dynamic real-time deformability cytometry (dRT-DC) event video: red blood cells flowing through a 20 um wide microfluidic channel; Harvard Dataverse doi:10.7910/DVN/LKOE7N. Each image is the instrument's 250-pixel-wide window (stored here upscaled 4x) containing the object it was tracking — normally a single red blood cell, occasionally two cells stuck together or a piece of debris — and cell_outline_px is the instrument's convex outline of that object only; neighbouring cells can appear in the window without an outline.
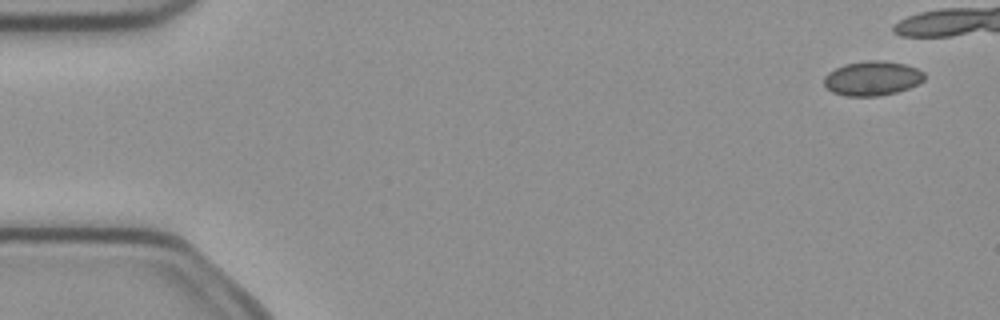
{"species": "common noctule bat (a hibernating species)", "species_latin": "Nyctalus noctula", "temperature_condition": "cold", "stored_images_in_passage": 8, "segment_of_instrument_passage": [1, 2], "camera_frame_rate_fps": 3000, "um_per_image_px": 0.085, "animal": {"sex": "female", "body_mass_g": 21.9}, "frame": {"image": 1, "passage_image": 1, "time_ms": 0.0, "image_size_px": [1000, 320], "cell_outline_px": [[924, 80], [908, 88], [896, 92], [876, 96], [844, 96], [832, 92], [824, 84], [824, 76], [828, 72], [844, 64], [864, 60], [880, 60], [904, 64], [916, 68], [924, 72]], "centroid_in_image_um": [74.11, 6.65], "position_along_channel_um": 10.9, "area_um2": 20.11}}
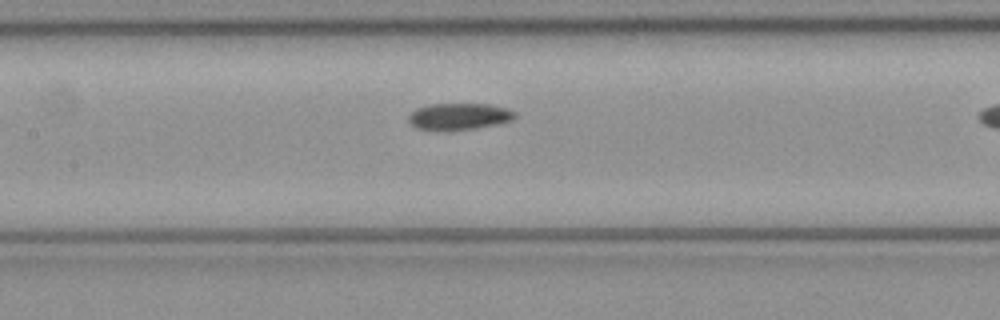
{"frame": {"image": 2, "passage_image": 7, "time_ms": 2.0, "image_size_px": [1000, 320], "cell_outline_px": [[516, 116], [512, 120], [496, 124], [476, 128], [448, 132], [444, 132], [416, 128], [408, 120], [408, 116], [416, 108], [432, 104], [488, 104], [504, 108], [516, 112]], "centroid_in_image_um": [38.98, 9.92], "position_along_channel_um": 168.4, "area_um2": 16.7}}